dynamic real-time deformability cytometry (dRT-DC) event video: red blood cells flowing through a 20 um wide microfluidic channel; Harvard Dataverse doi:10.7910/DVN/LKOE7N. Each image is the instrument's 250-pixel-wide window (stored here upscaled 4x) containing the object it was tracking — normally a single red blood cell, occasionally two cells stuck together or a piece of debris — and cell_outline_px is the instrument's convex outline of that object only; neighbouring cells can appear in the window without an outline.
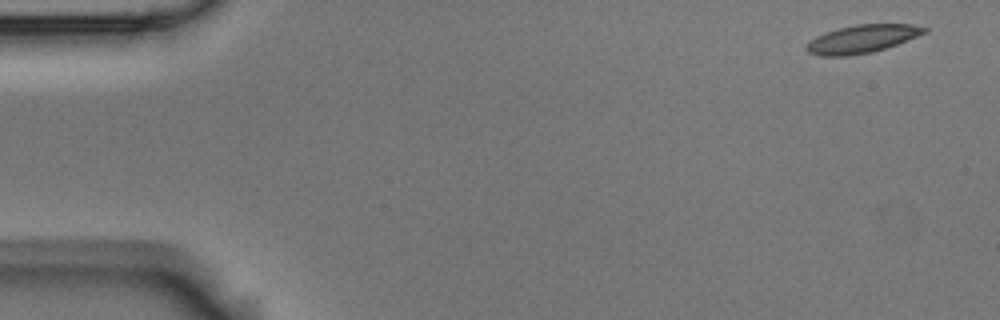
{"species": "Egyptian fruit bat (a non-hibernating species)", "species_latin": "Rousettus aegyptiacus", "temperature_condition": "room temperature", "stored_images_in_passage": 14, "camera_frame_rate_fps": 3000, "um_per_image_px": 0.085, "animal": {"sex": "male"}, "frame": {"image": 1, "passage_image": 1, "time_ms": 0.0, "image_size_px": [1000, 320], "cell_outline_px": [[928, 32], [896, 44], [872, 52], [848, 56], [820, 56], [808, 52], [804, 48], [816, 36], [840, 28], [856, 24], [912, 24], [928, 28]], "centroid_in_image_um": [73.29, 3.31], "position_along_channel_um": 11.7, "area_um2": 19.02}}
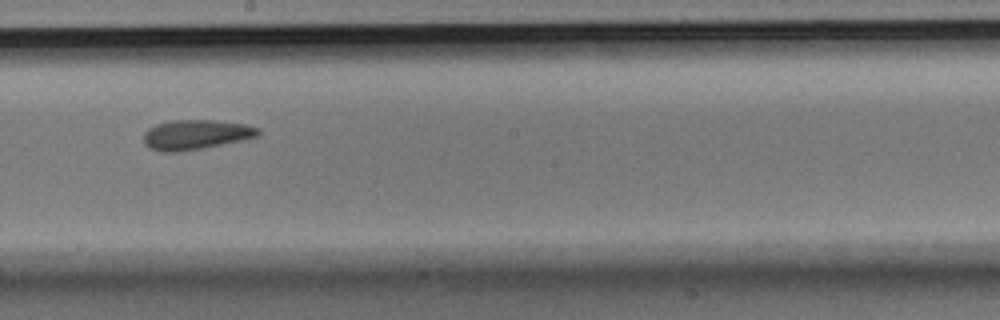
{"frame": {"image": 2, "passage_image": 8, "time_ms": 2.333, "image_size_px": [1000, 320], "cell_outline_px": [[260, 132], [256, 136], [244, 140], [204, 148], [180, 152], [160, 152], [148, 148], [144, 144], [144, 132], [148, 128], [156, 124], [172, 120], [212, 120], [244, 124], [260, 128]], "centroid_in_image_um": [16.61, 11.46], "position_along_channel_um": 231.6, "area_um2": 20.06}}
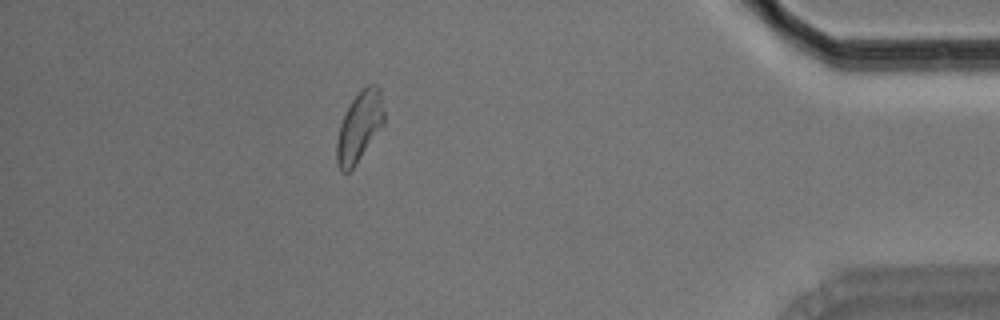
{"frame": {"image": 3, "passage_image": 13, "time_ms": 4.0, "image_size_px": [1000, 320], "cell_outline_px": [[384, 124], [356, 164], [348, 172], [340, 172], [336, 164], [336, 144], [340, 124], [352, 100], [368, 84], [376, 84], [380, 88], [384, 108]], "centroid_in_image_um": [30.55, 10.79], "position_along_channel_um": 404.6, "area_um2": 19.25}}